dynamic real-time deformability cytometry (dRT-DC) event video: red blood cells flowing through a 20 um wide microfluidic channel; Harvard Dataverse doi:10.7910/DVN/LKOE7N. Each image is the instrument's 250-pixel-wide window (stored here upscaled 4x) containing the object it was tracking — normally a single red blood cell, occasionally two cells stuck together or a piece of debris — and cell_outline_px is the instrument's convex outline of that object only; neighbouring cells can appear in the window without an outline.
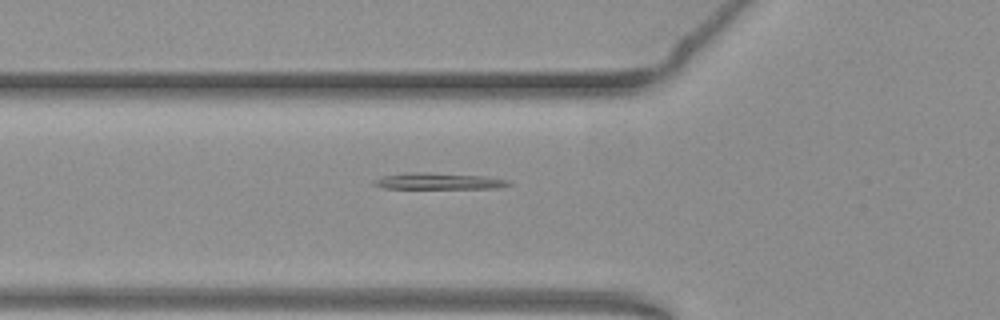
{"species": "common noctule bat (a hibernating species)", "species_latin": "Nyctalus noctula", "temperature_condition": "warm", "stored_images_in_passage": 42, "camera_frame_rate_fps": 3000, "um_per_image_px": 0.085, "animal": {"sex": "female", "body_mass_g": 19.3, "forearm_length_mm": 54.1}, "frame": {"image": 1, "passage_image": 12, "time_ms": 3.667, "image_size_px": [1000, 320], "cell_outline_px": [[512, 184], [500, 188], [384, 188], [372, 184], [372, 180], [384, 176], [404, 172], [428, 172], [484, 176], [508, 180]], "centroid_in_image_um": [37.26, 15.39], "position_along_channel_um": 88.5, "area_um2": 12.89}}
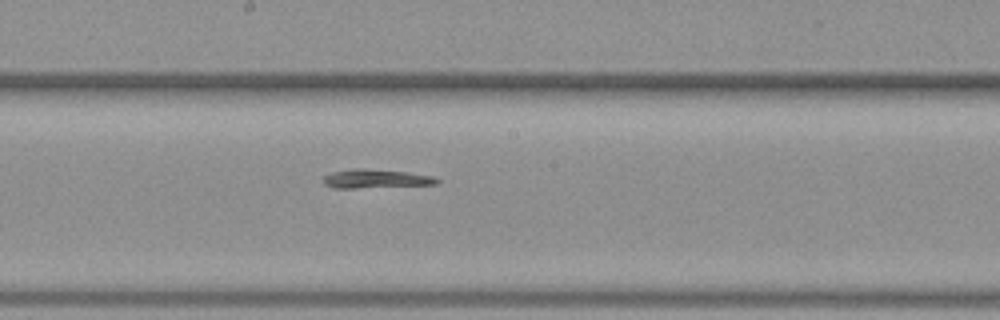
{"frame": {"image": 2, "passage_image": 22, "time_ms": 7.0, "image_size_px": [1000, 320], "cell_outline_px": [[440, 180], [436, 184], [352, 188], [332, 188], [324, 184], [324, 176], [332, 172], [352, 168], [360, 168], [404, 172], [432, 176]], "centroid_in_image_um": [31.88, 15.19], "position_along_channel_um": 216.3, "area_um2": 12.2}}
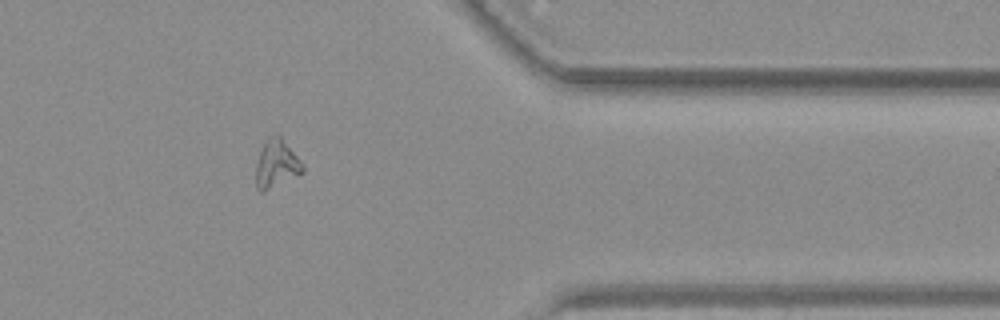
{"frame": {"image": 3, "passage_image": 37, "time_ms": 12.0, "image_size_px": [1000, 320], "cell_outline_px": [[304, 172], [264, 192], [260, 192], [256, 188], [256, 164], [260, 152], [264, 144], [272, 136], [280, 136], [304, 164]], "centroid_in_image_um": [23.5, 13.98], "position_along_channel_um": 387.9, "area_um2": 12.83}}